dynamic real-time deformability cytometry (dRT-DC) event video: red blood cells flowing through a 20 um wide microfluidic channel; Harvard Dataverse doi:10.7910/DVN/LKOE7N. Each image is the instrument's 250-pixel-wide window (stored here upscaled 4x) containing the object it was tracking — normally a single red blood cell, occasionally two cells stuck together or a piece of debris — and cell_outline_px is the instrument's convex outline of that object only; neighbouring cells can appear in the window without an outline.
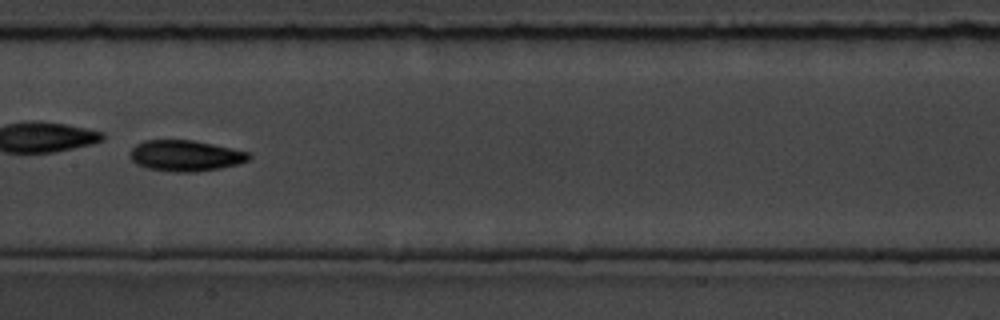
{"species": "common noctule bat (a hibernating species)", "species_latin": "Nyctalus noctula", "temperature_condition": "room temperature", "stored_images_in_passage": 8, "camera_frame_rate_fps": 3000, "um_per_image_px": 0.085, "animal": {"sex": "male", "body_mass_g": 19.5, "forearm_length_mm": 54.6}, "frame": {"image": 1, "passage_image": 6, "time_ms": 5.667, "image_size_px": [1000, 320], "cell_outline_px": [[252, 156], [248, 160], [236, 164], [220, 168], [196, 172], [172, 172], [148, 168], [136, 164], [128, 156], [132, 148], [136, 144], [144, 140], [192, 140], [212, 144], [248, 152]], "centroid_in_image_um": [15.72, 13.24], "position_along_channel_um": 191.7, "area_um2": 21.39}}